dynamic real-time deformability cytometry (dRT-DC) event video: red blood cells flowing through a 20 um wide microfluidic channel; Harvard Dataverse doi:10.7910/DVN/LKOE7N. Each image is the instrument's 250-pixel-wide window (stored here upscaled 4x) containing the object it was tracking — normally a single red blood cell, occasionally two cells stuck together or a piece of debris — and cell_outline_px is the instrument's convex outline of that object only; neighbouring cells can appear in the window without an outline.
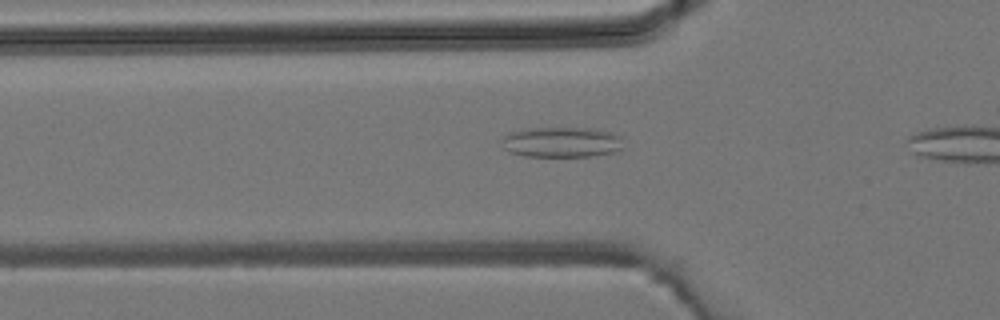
{"species": "common noctule bat (a hibernating species)", "species_latin": "Nyctalus noctula", "temperature_condition": "room temperature", "stored_images_in_passage": 26, "camera_frame_rate_fps": 3000, "um_per_image_px": 0.085, "animal": {"sex": "male", "body_mass_g": 19.2, "forearm_length_mm": 51.8}, "frame": {"image": 1, "passage_image": 5, "time_ms": 1.333, "image_size_px": [1000, 320], "cell_outline_px": [[620, 148], [612, 152], [588, 156], [524, 156], [508, 152], [504, 148], [500, 140], [504, 136], [512, 132], [528, 128], [592, 128], [612, 132], [620, 136]], "centroid_in_image_um": [47.67, 12.07], "position_along_channel_um": 78.1, "area_um2": 21.33}}
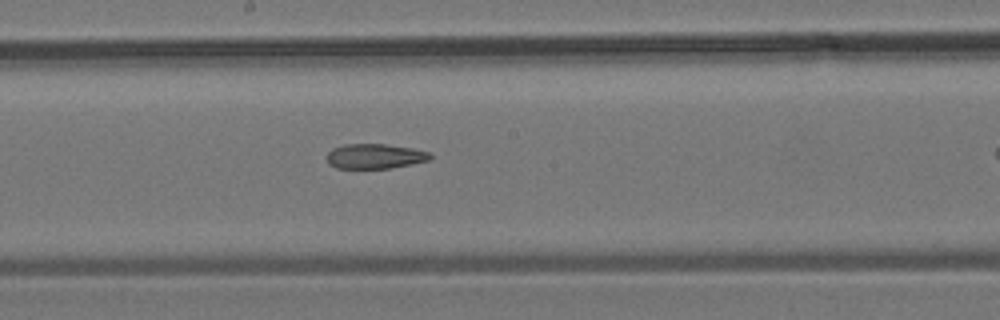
{"frame": {"image": 2, "passage_image": 14, "time_ms": 4.333, "image_size_px": [1000, 320], "cell_outline_px": [[432, 156], [428, 160], [412, 164], [388, 168], [336, 168], [328, 164], [328, 152], [332, 148], [344, 144], [384, 144], [412, 148], [428, 152]], "centroid_in_image_um": [31.84, 13.28], "position_along_channel_um": 216.4, "area_um2": 14.85}}
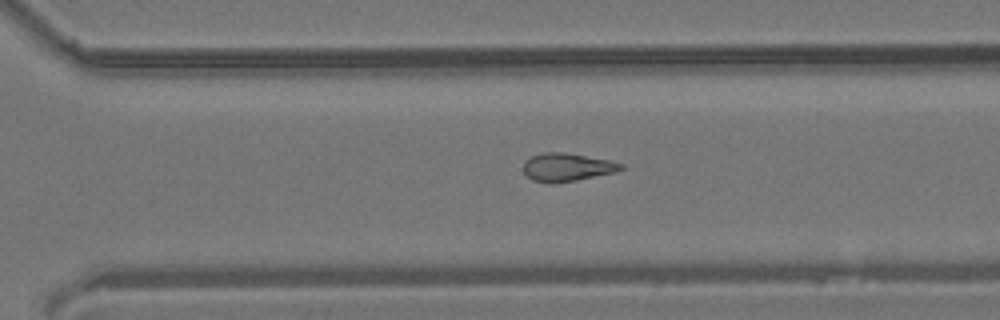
{"frame": {"image": 3, "passage_image": 21, "time_ms": 6.667, "image_size_px": [1000, 320], "cell_outline_px": [[624, 168], [616, 172], [576, 180], [552, 184], [532, 180], [524, 172], [524, 160], [532, 156], [544, 152], [564, 152], [612, 160], [624, 164]], "centroid_in_image_um": [48.22, 14.21], "position_along_channel_um": 322.4, "area_um2": 16.13}}